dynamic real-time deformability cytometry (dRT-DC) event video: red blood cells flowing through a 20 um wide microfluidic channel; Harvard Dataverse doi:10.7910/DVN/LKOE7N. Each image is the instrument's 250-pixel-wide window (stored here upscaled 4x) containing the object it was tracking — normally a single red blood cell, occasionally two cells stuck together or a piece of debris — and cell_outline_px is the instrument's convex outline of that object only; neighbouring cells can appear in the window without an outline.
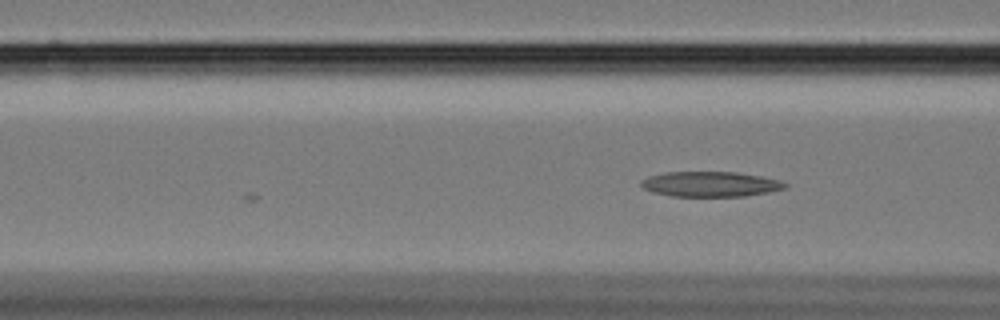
{"species": "Egyptian fruit bat (a non-hibernating species)", "species_latin": "Rousettus aegyptiacus", "temperature_condition": "cold", "stored_images_in_passage": 6, "camera_frame_rate_fps": 3000, "um_per_image_px": 0.085, "animal": {"sex": "female"}, "frame": {"image": 1, "passage_image": 6, "time_ms": 1.667, "image_size_px": [1000, 320], "cell_outline_px": [[788, 184], [784, 188], [768, 192], [744, 196], [672, 196], [652, 192], [644, 188], [640, 184], [640, 180], [648, 176], [664, 172], [736, 172], [760, 176], [780, 180]], "centroid_in_image_um": [60.35, 15.64], "position_along_channel_um": 106.3, "area_um2": 21.04}}